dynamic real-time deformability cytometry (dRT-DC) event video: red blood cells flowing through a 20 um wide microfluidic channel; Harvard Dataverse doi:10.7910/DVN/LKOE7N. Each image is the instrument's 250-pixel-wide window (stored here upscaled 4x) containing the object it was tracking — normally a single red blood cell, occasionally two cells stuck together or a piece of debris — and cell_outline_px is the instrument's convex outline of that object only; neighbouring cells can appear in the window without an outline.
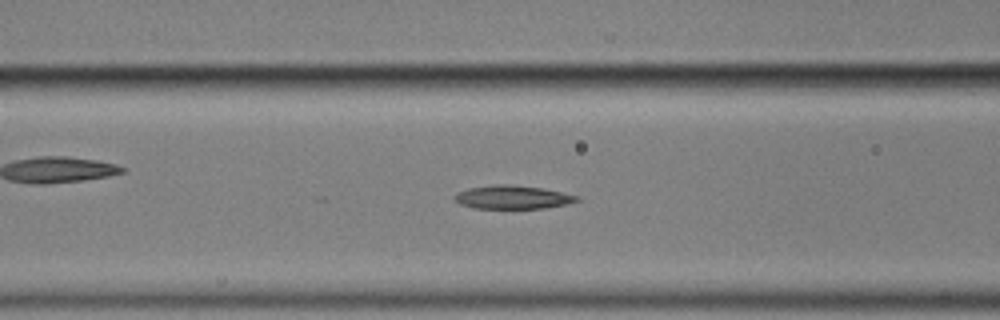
{"species": "common noctule bat (a hibernating species)", "species_latin": "Nyctalus noctula", "temperature_condition": "cold", "stored_images_in_passage": 57, "camera_frame_rate_fps": 3000, "um_per_image_px": 0.085, "animal": {"sex": "male", "body_mass_g": 17.9}, "frame": {"image": 1, "passage_image": 22, "time_ms": 7.0, "image_size_px": [1000, 320], "cell_outline_px": [[580, 200], [568, 204], [544, 208], [476, 208], [460, 204], [452, 196], [456, 192], [468, 188], [496, 184], [508, 184], [544, 188], [580, 196]], "centroid_in_image_um": [43.59, 16.75], "position_along_channel_um": 123.0, "area_um2": 16.82}}
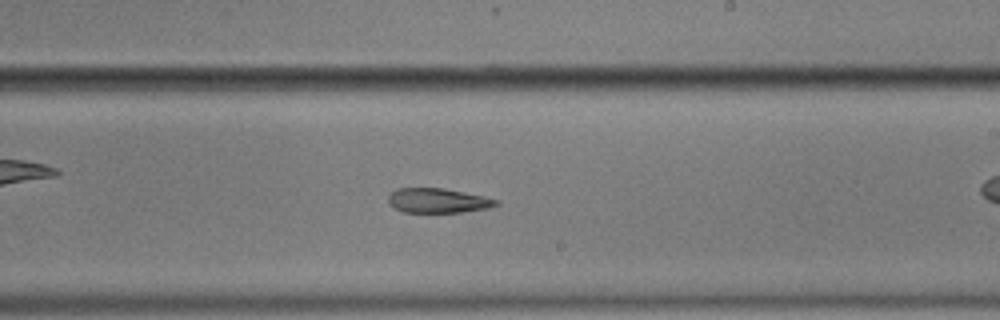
{"frame": {"image": 2, "passage_image": 33, "time_ms": 10.667, "image_size_px": [1000, 320], "cell_outline_px": [[500, 204], [488, 208], [464, 212], [404, 212], [388, 204], [388, 196], [396, 188], [444, 188], [484, 196], [500, 200]], "centroid_in_image_um": [37.25, 17.05], "position_along_channel_um": 251.8, "area_um2": 15.55}}
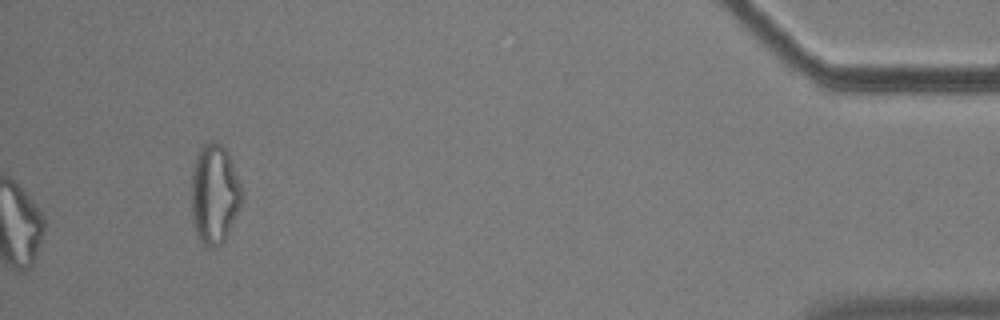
{"frame": {"image": 3, "passage_image": 57, "time_ms": 18.667, "image_size_px": [1000, 320], "cell_outline_px": [[244, 200], [228, 236], [224, 244], [216, 248], [208, 248], [200, 240], [196, 232], [192, 216], [192, 172], [196, 156], [200, 148], [208, 140], [216, 140], [228, 152], [244, 192]], "centroid_in_image_um": [18.27, 16.52], "position_along_channel_um": 416.9, "area_um2": 30.0}}